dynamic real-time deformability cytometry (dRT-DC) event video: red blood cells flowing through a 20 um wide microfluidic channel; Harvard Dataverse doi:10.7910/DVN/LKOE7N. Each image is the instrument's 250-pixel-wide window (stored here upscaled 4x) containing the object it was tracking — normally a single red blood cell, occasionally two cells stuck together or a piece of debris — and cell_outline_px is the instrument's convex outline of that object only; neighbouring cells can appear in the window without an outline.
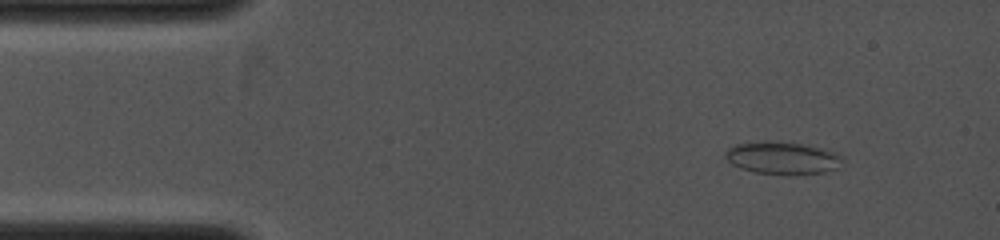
{"species": "common noctule bat (a hibernating species)", "species_latin": "Nyctalus noctula", "temperature_condition": "cold", "stored_images_in_passage": 5, "camera_frame_rate_fps": 4000, "um_per_image_px": 0.085, "animal": {"sex": "female", "body_mass_g": 19.0, "forearm_length_mm": 53.3}, "frame": {"image": 1, "passage_image": 1, "time_ms": 0.0, "image_size_px": [1000, 240], "cell_outline_px": [[844, 156], [840, 168], [824, 172], [756, 172], [740, 168], [732, 164], [724, 156], [724, 152], [728, 148], [736, 144], [764, 140], [776, 140], [824, 148], [836, 152]], "centroid_in_image_um": [66.52, 13.37], "position_along_channel_um": 18.5, "area_um2": 21.85}}